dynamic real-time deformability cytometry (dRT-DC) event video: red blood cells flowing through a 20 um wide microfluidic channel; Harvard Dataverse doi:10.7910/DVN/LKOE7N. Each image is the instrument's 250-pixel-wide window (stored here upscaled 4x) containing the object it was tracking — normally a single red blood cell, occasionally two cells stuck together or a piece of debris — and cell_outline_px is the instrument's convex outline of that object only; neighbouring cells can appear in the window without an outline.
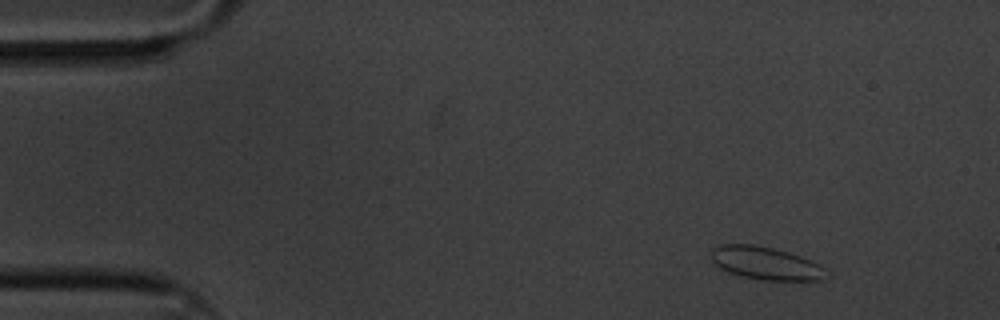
{"species": "common noctule bat (a hibernating species)", "species_latin": "Nyctalus noctula", "temperature_condition": "cold", "stored_images_in_passage": 3, "camera_frame_rate_fps": 3000, "um_per_image_px": 0.085, "animal": {"sex": "male", "body_mass_g": 20.1, "forearm_length_mm": 53.5}, "frame": {"image": 1, "passage_image": 1, "time_ms": 0.0, "image_size_px": [1000, 320], "cell_outline_px": [[828, 276], [820, 280], [764, 280], [744, 276], [728, 272], [720, 268], [712, 260], [712, 248], [720, 244], [752, 244], [772, 248], [788, 252], [800, 256], [824, 268]], "centroid_in_image_um": [65.05, 22.37], "position_along_channel_um": 19.9, "area_um2": 21.68}}
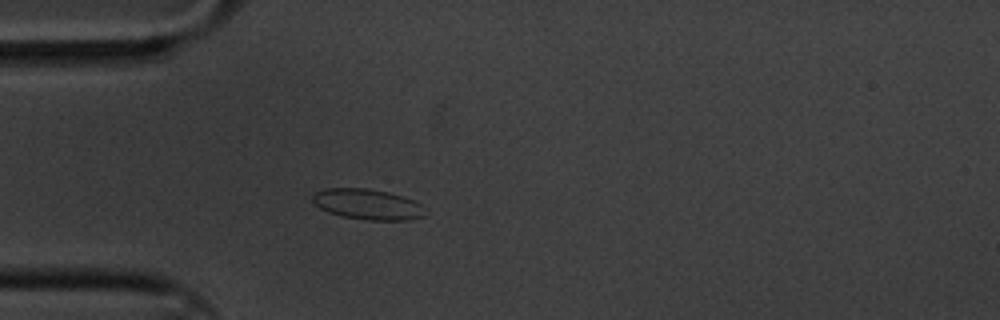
{"frame": {"image": 2, "passage_image": 3, "time_ms": 0.667, "image_size_px": [1000, 320], "cell_outline_px": [[428, 212], [424, 216], [412, 220], [364, 220], [344, 216], [328, 212], [320, 208], [312, 200], [312, 196], [316, 192], [324, 188], [368, 188], [388, 192], [404, 196], [420, 204]], "centroid_in_image_um": [31.28, 17.37], "position_along_channel_um": 53.7, "area_um2": 20.17}}